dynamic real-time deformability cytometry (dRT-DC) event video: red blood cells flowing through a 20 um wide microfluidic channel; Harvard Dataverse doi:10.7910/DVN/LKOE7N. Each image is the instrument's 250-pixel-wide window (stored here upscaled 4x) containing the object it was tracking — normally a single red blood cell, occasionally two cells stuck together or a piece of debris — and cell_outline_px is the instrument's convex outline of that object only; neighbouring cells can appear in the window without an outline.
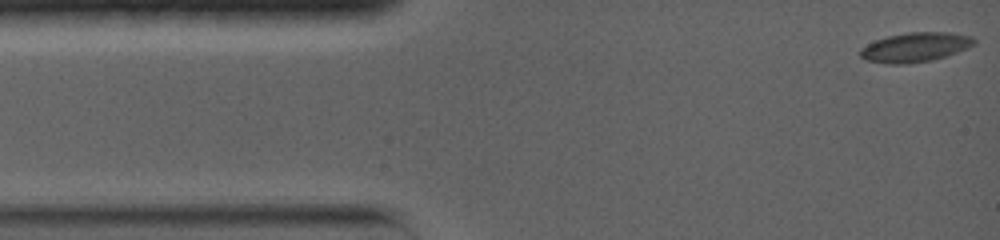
{"species": "common noctule bat (a hibernating species)", "species_latin": "Nyctalus noctula", "temperature_condition": "warm", "stored_images_in_passage": 76, "camera_frame_rate_fps": 5000, "um_per_image_px": 0.085, "animal": {"sex": "female", "body_mass_g": 19.0, "forearm_length_mm": 56.7}, "frame": {"image": 1, "passage_image": 1, "time_ms": 0.0, "image_size_px": [1000, 240], "cell_outline_px": [[976, 44], [968, 48], [932, 60], [908, 64], [888, 64], [864, 60], [860, 56], [860, 48], [876, 40], [888, 36], [908, 32], [952, 32], [972, 36], [976, 40]], "centroid_in_image_um": [77.8, 4.01], "position_along_channel_um": 7.2, "area_um2": 19.65}}
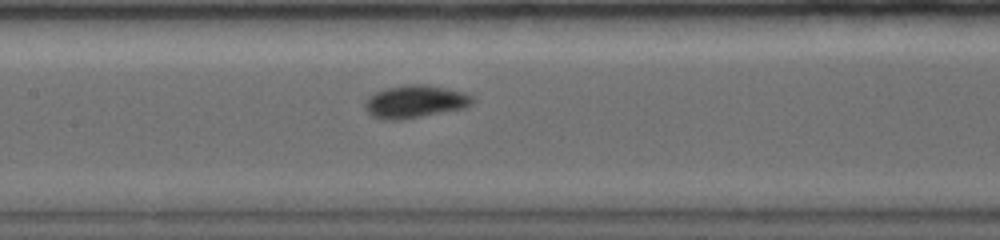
{"frame": {"image": 2, "passage_image": 33, "time_ms": 6.4, "image_size_px": [1000, 240], "cell_outline_px": [[472, 104], [464, 108], [400, 120], [384, 120], [372, 116], [364, 108], [364, 104], [368, 96], [384, 88], [404, 84], [428, 84], [464, 92], [472, 96]], "centroid_in_image_um": [35.24, 8.62], "position_along_channel_um": 172.2, "area_um2": 20.58}}
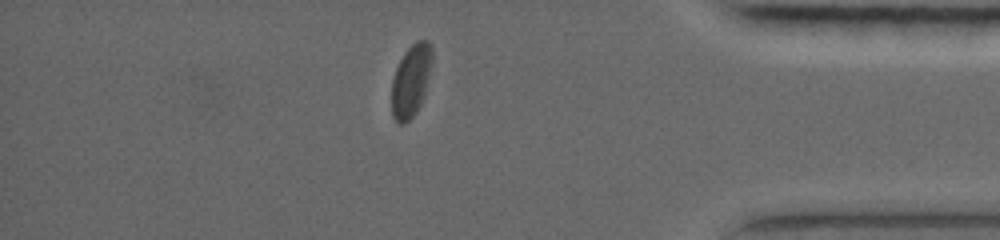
{"frame": {"image": 3, "passage_image": 67, "time_ms": 13.2, "image_size_px": [1000, 240], "cell_outline_px": [[432, 60], [424, 96], [416, 112], [404, 124], [400, 124], [392, 116], [392, 80], [396, 68], [404, 52], [416, 40], [428, 40], [432, 44]], "centroid_in_image_um": [34.94, 6.82], "position_along_channel_um": 400.3, "area_um2": 16.99}, "authors_computed_cell_mechanics": {"area_um2": 18.7272, "velocity_mm_per_s": 3.7561, "shape_relaxation_time_tau1_ms": 2.9, "shape_relaxation_time_tau2_ms": null, "deformation_change_tau1": 0.1288, "deformation_change_tau2": null}}